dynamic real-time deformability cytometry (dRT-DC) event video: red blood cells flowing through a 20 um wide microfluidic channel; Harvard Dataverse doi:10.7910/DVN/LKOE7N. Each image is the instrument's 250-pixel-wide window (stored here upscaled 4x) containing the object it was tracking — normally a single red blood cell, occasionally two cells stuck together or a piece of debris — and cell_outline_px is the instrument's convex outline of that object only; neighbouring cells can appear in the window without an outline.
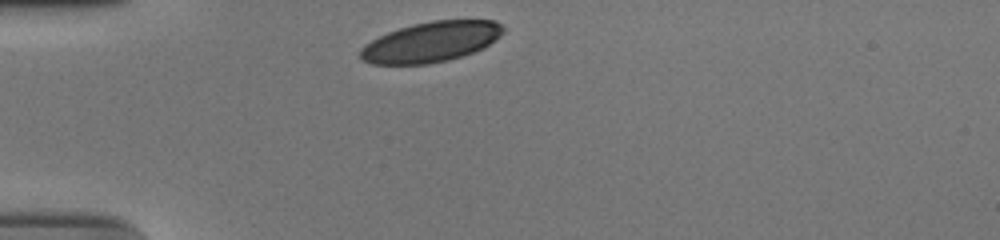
{"species": "human", "species_latin": "Homo sapiens", "temperature_condition": "cold", "stored_images_in_passage": 31, "camera_frame_rate_fps": 3000, "um_per_image_px": 0.085, "donor": {"sex": "male"}, "frame": {"image": 1, "passage_image": 1, "time_ms": 0.0, "image_size_px": [1000, 240], "cell_outline_px": [[504, 32], [496, 40], [484, 48], [448, 60], [428, 64], [372, 64], [360, 60], [360, 48], [364, 44], [388, 32], [412, 24], [432, 20], [496, 20], [504, 28]], "centroid_in_image_um": [36.63, 3.56], "position_along_channel_um": 48.4, "area_um2": 33.58}}
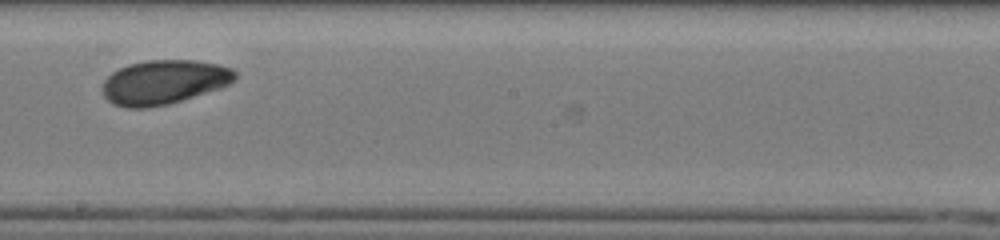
{"frame": {"image": 2, "passage_image": 18, "time_ms": 5.667, "image_size_px": [1000, 240], "cell_outline_px": [[236, 76], [228, 84], [220, 88], [168, 104], [148, 108], [128, 108], [112, 104], [104, 96], [100, 88], [104, 80], [112, 72], [128, 64], [144, 60], [196, 60], [220, 64], [232, 68], [236, 72]], "centroid_in_image_um": [13.89, 6.97], "position_along_channel_um": 234.3, "area_um2": 34.39}}
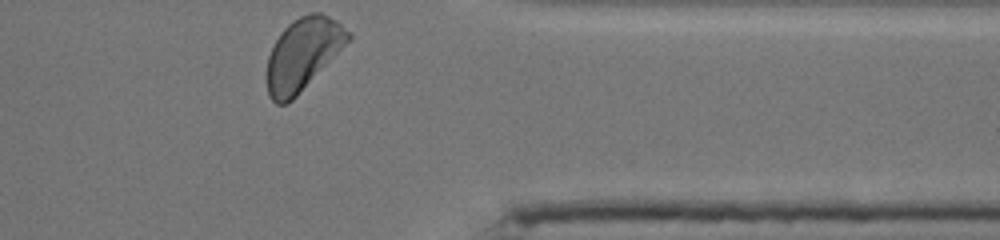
{"frame": {"image": 3, "passage_image": 31, "time_ms": 10.0, "image_size_px": [1000, 240], "cell_outline_px": [[352, 36], [296, 96], [292, 100], [284, 104], [276, 104], [268, 96], [268, 56], [280, 32], [292, 20], [300, 16], [312, 12], [320, 12], [336, 20], [352, 32]], "centroid_in_image_um": [25.73, 4.56], "position_along_channel_um": 385.7, "area_um2": 33.35}, "authors_computed_cell_mechanics": {"area_um2": 34.2754, "velocity_mm_per_s": 3.6922, "shape_relaxation_time_tau1_ms": 2.5366, "shape_relaxation_time_tau2_ms": 5.1042, "deformation_change_tau1": 0.0986, "deformation_change_tau2": 0.089}}